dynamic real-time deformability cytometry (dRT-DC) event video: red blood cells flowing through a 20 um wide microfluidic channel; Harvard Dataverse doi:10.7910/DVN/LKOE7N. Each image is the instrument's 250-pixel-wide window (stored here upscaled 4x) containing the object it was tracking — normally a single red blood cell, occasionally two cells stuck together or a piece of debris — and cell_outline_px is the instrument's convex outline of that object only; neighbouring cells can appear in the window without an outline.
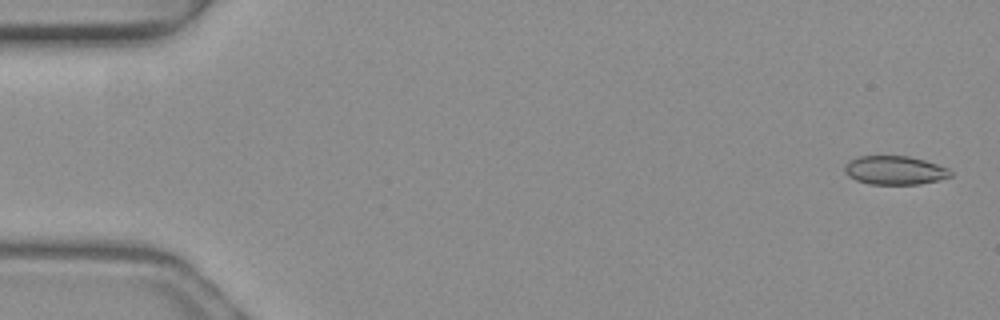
{"species": "common noctule bat (a hibernating species)", "species_latin": "Nyctalus noctula", "temperature_condition": "warm", "stored_images_in_passage": 50, "camera_frame_rate_fps": 3000, "um_per_image_px": 0.085, "animal": {"sex": "female", "body_mass_g": 19.3, "forearm_length_mm": 54.1}, "frame": {"image": 1, "passage_image": 2, "time_ms": 0.333, "image_size_px": [1000, 320], "cell_outline_px": [[952, 176], [920, 184], [868, 184], [856, 180], [848, 176], [844, 172], [844, 164], [848, 160], [856, 156], [908, 156], [924, 160], [948, 168], [952, 172]], "centroid_in_image_um": [76.0, 14.47], "position_along_channel_um": 9.0, "area_um2": 17.8}}
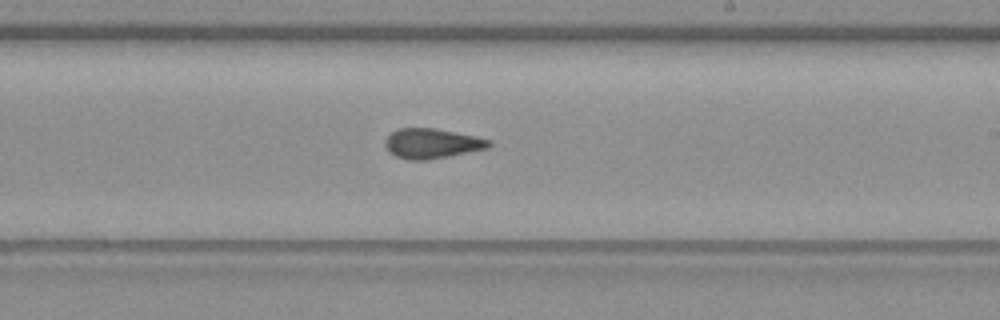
{"frame": {"image": 2, "passage_image": 30, "time_ms": 9.667, "image_size_px": [1000, 320], "cell_outline_px": [[492, 144], [488, 148], [428, 160], [408, 160], [396, 156], [388, 152], [384, 144], [384, 140], [392, 132], [400, 128], [436, 128], [476, 136], [492, 140]], "centroid_in_image_um": [36.71, 12.19], "position_along_channel_um": 252.3, "area_um2": 18.21}}
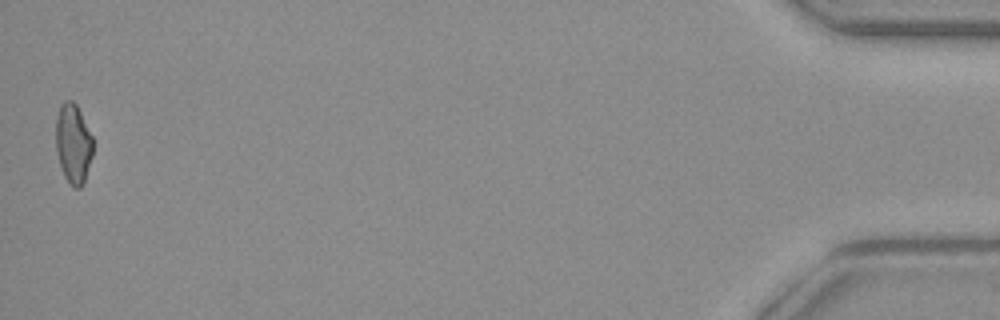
{"frame": {"image": 3, "passage_image": 50, "time_ms": 16.333, "image_size_px": [1000, 320], "cell_outline_px": [[92, 156], [84, 184], [80, 188], [72, 188], [64, 176], [56, 152], [56, 116], [60, 104], [64, 100], [72, 100], [76, 104], [92, 136]], "centroid_in_image_um": [6.21, 12.22], "position_along_channel_um": 429.0, "area_um2": 17.34}, "authors_computed_cell_mechanics": {"area_um2": 18.0047, "velocity_mm_per_s": 4.1457, "shape_relaxation_time_tau1_ms": null, "shape_relaxation_time_tau2_ms": 1.9663, "deformation_change_tau1": null, "deformation_change_tau2": 0.0908}}